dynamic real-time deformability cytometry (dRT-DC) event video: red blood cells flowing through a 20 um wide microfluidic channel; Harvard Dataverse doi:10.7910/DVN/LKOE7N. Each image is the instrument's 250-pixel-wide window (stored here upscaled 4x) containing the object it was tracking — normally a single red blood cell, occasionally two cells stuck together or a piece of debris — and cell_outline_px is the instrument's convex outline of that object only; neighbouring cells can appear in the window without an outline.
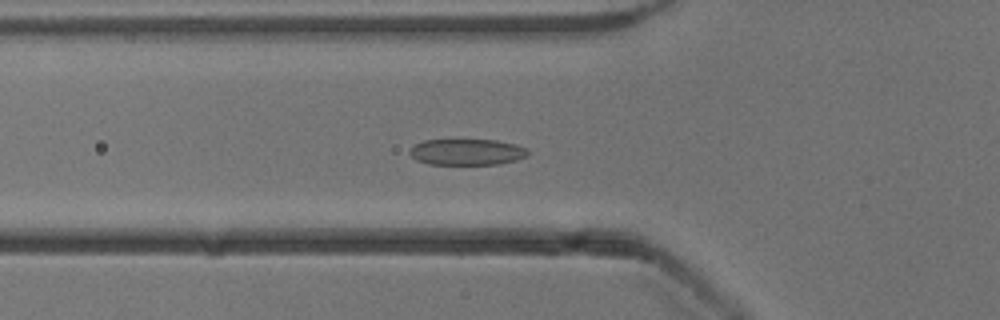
{"species": "common noctule bat (a hibernating species)", "species_latin": "Nyctalus noctula", "temperature_condition": "cold", "stored_images_in_passage": 52, "camera_frame_rate_fps": 3000, "um_per_image_px": 0.085, "animal": {"sex": "male", "body_mass_g": 13.3}, "frame": {"image": 1, "passage_image": 18, "time_ms": 5.667, "image_size_px": [1000, 320], "cell_outline_px": [[528, 156], [516, 160], [500, 164], [428, 164], [416, 160], [408, 152], [416, 144], [424, 140], [496, 140], [516, 144], [524, 148], [528, 152]], "centroid_in_image_um": [39.69, 12.92], "position_along_channel_um": 86.1, "area_um2": 17.92}}
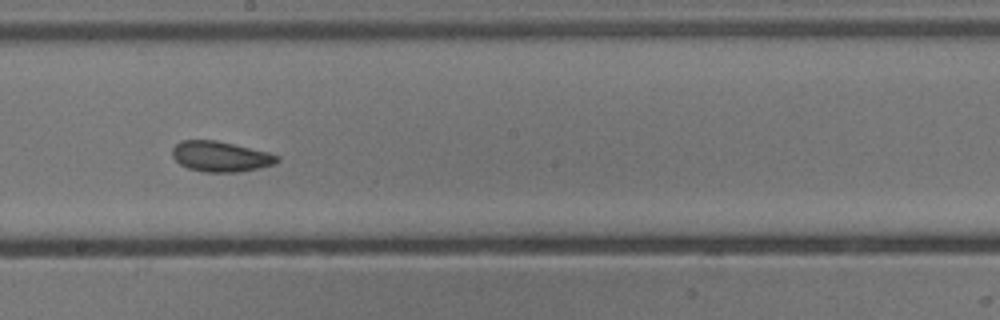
{"frame": {"image": 2, "passage_image": 29, "time_ms": 9.333, "image_size_px": [1000, 320], "cell_outline_px": [[280, 160], [276, 164], [240, 172], [204, 172], [188, 168], [180, 164], [172, 156], [172, 148], [180, 140], [216, 140], [268, 152], [280, 156]], "centroid_in_image_um": [18.76, 13.3], "position_along_channel_um": 229.4, "area_um2": 18.67}}
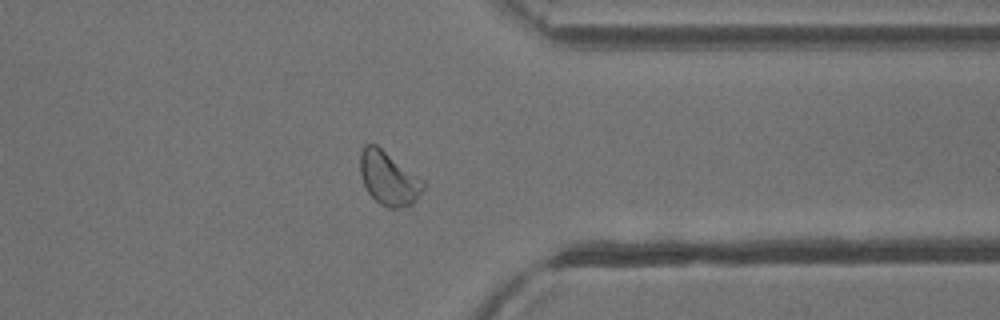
{"frame": {"image": 3, "passage_image": 41, "time_ms": 13.333, "image_size_px": [1000, 320], "cell_outline_px": [[424, 188], [412, 204], [396, 208], [388, 208], [380, 204], [368, 192], [364, 184], [360, 172], [360, 152], [364, 144], [376, 144], [424, 180]], "centroid_in_image_um": [33.02, 15.14], "position_along_channel_um": 378.4, "area_um2": 19.54}, "authors_computed_cell_mechanics": {"area_um2": 19.3052, "velocity_mm_per_s": 3.8888, "shape_relaxation_time_tau1_ms": 4.1484, "shape_relaxation_time_tau2_ms": 2.383, "deformation_change_tau1": 0.1133, "deformation_change_tau2": 0.0858}}